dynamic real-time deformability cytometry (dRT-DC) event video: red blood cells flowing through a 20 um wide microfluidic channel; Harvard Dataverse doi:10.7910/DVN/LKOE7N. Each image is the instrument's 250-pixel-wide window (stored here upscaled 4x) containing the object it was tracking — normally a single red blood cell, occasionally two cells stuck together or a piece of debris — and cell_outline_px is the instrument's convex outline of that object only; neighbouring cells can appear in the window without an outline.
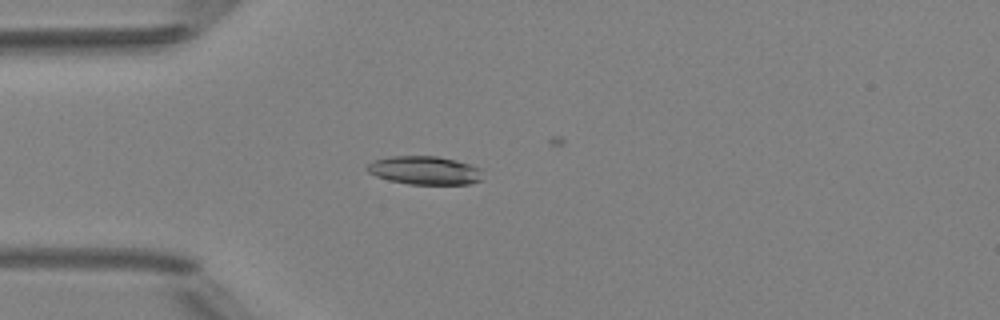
{"species": "Egyptian fruit bat (a non-hibernating species)", "species_latin": "Rousettus aegyptiacus", "temperature_condition": "room temperature", "stored_images_in_passage": 4, "camera_frame_rate_fps": 3000, "um_per_image_px": 0.085, "animal": {"sex": "female"}, "frame": {"image": 1, "passage_image": 4, "time_ms": 4.333, "image_size_px": [1000, 320], "cell_outline_px": [[484, 180], [468, 184], [408, 184], [388, 180], [376, 176], [368, 172], [364, 168], [372, 160], [392, 156], [436, 156], [456, 160], [480, 168]], "centroid_in_image_um": [36.08, 14.48], "position_along_channel_um": 48.9, "area_um2": 19.31}}